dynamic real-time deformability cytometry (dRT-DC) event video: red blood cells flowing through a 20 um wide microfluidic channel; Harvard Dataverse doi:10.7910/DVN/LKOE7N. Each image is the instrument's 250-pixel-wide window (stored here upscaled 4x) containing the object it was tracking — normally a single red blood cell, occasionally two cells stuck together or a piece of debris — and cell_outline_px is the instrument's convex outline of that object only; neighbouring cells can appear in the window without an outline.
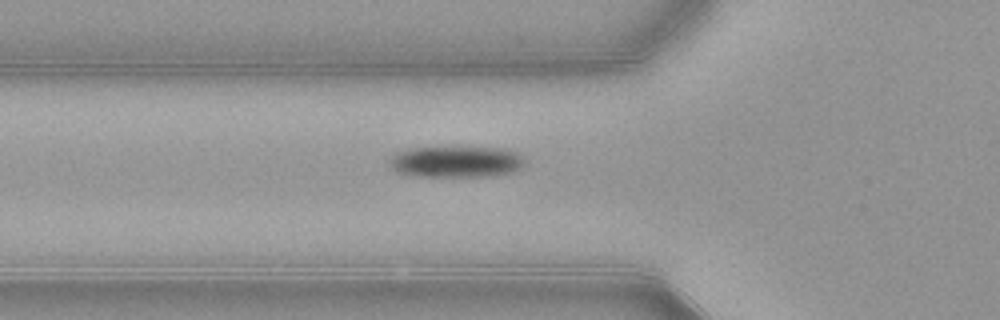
{"species": "common noctule bat (a hibernating species)", "species_latin": "Nyctalus noctula", "temperature_condition": "warm", "stored_images_in_passage": 35, "camera_frame_rate_fps": 3000, "um_per_image_px": 0.085, "animal": {"sex": "female", "body_mass_g": 21.9}, "frame": {"image": 1, "passage_image": 3, "time_ms": 0.667, "image_size_px": [1000, 320], "cell_outline_px": [[524, 164], [520, 168], [508, 172], [488, 176], [416, 176], [396, 172], [388, 164], [388, 160], [396, 152], [412, 148], [504, 148], [516, 152], [524, 160]], "centroid_in_image_um": [38.71, 13.75], "position_along_channel_um": 87.1, "area_um2": 24.33}}
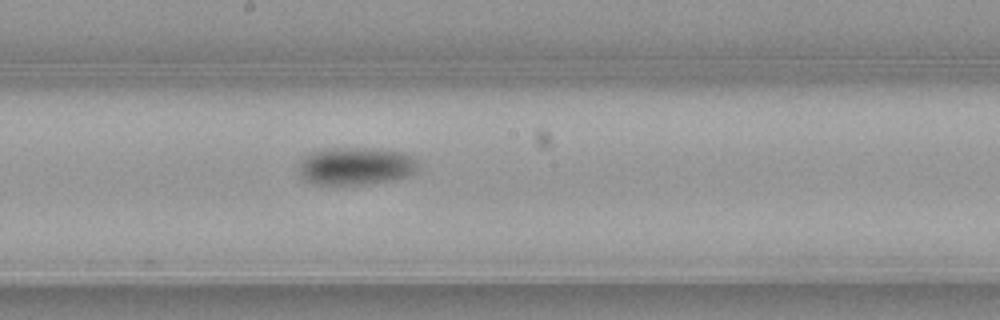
{"frame": {"image": 2, "passage_image": 13, "time_ms": 4.0, "image_size_px": [1000, 320], "cell_outline_px": [[420, 164], [416, 172], [408, 176], [392, 180], [364, 184], [316, 184], [304, 180], [300, 176], [296, 168], [300, 160], [308, 152], [328, 148], [376, 148], [404, 152], [420, 160]], "centroid_in_image_um": [30.24, 14.1], "position_along_channel_um": 218.0, "area_um2": 26.88}}
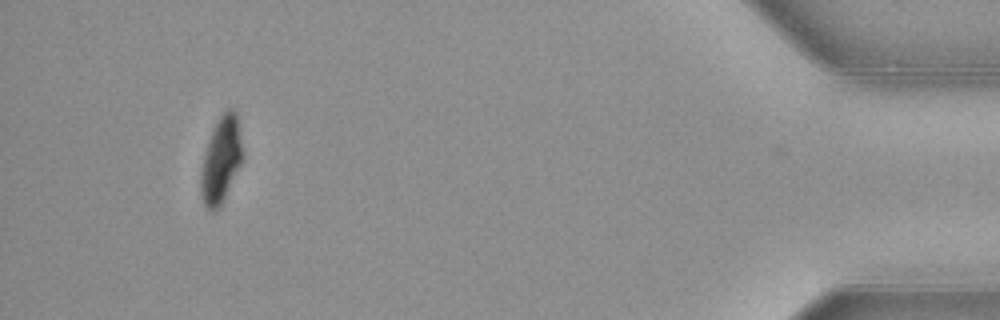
{"frame": {"image": 3, "passage_image": 34, "time_ms": 11.0, "image_size_px": [1000, 320], "cell_outline_px": [[244, 152], [240, 164], [220, 204], [212, 212], [204, 204], [200, 192], [200, 172], [204, 152], [212, 128], [220, 116], [228, 108], [232, 108], [236, 112]], "centroid_in_image_um": [18.77, 13.53], "position_along_channel_um": 416.4, "area_um2": 20.69}}